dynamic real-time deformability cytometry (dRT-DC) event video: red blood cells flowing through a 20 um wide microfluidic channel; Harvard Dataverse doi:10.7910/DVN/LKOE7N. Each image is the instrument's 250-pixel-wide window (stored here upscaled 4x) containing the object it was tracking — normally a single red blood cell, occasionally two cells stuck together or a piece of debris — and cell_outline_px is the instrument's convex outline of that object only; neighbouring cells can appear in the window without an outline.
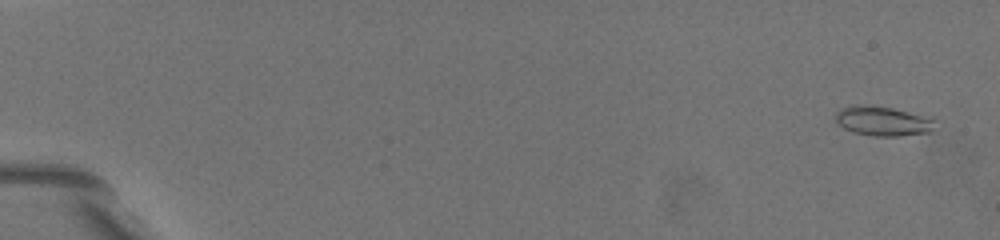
{"species": "common noctule bat (a hibernating species)", "species_latin": "Nyctalus noctula", "temperature_condition": "warm", "stored_images_in_passage": 23, "camera_frame_rate_fps": 3000, "um_per_image_px": 0.085, "animal": {"sex": "female", "body_mass_g": 19.5, "forearm_length_mm": 54.1}, "frame": {"image": 1, "passage_image": 3, "time_ms": 0.667, "image_size_px": [1000, 240], "cell_outline_px": [[936, 116], [932, 132], [900, 136], [876, 136], [852, 132], [844, 128], [836, 120], [836, 112], [840, 108], [848, 104], [860, 104], [892, 108]], "centroid_in_image_um": [75.1, 10.27], "position_along_channel_um": 9.9, "area_um2": 17.63}}
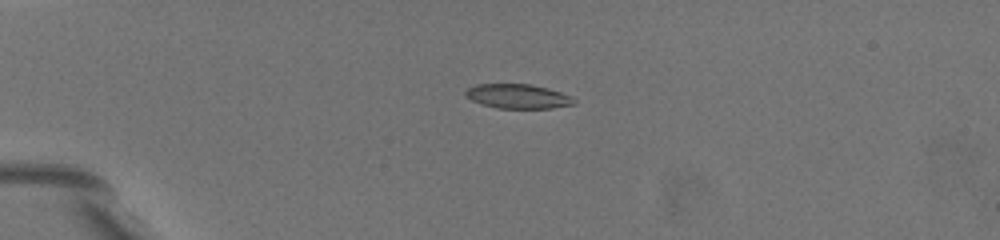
{"frame": {"image": 2, "passage_image": 17, "time_ms": 5.333, "image_size_px": [1000, 240], "cell_outline_px": [[576, 104], [552, 108], [496, 108], [472, 100], [464, 96], [464, 92], [468, 88], [476, 84], [532, 84], [548, 88], [572, 96], [576, 100]], "centroid_in_image_um": [44.04, 8.18], "position_along_channel_um": 41.0, "area_um2": 15.49}}